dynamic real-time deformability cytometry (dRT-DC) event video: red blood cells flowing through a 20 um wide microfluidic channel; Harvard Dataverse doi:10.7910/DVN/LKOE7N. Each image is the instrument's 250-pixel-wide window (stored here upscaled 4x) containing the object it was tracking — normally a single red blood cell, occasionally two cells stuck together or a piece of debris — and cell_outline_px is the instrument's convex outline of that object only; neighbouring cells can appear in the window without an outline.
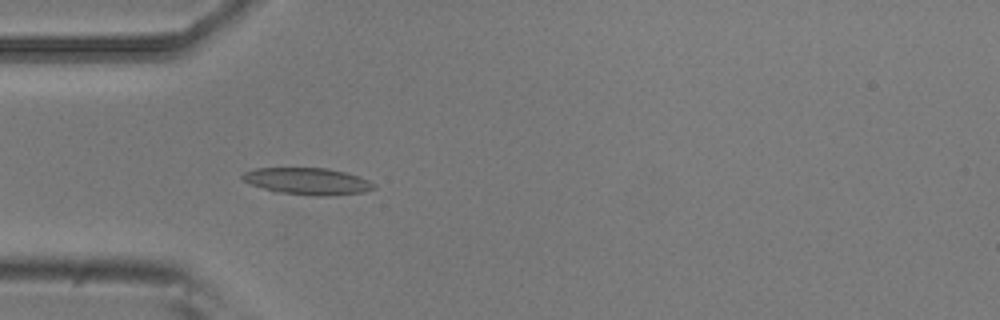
{"species": "common noctule bat (a hibernating species)", "species_latin": "Nyctalus noctula", "temperature_condition": "room temperature", "stored_images_in_passage": 4, "camera_frame_rate_fps": 3000, "um_per_image_px": 0.085, "animal": {"sex": "male", "body_mass_g": 20.5, "forearm_length_mm": 52.5}, "frame": {"image": 1, "passage_image": 4, "time_ms": 1.0, "image_size_px": [1000, 320], "cell_outline_px": [[376, 188], [364, 192], [324, 196], [316, 196], [272, 192], [252, 184], [244, 180], [240, 176], [244, 172], [256, 168], [328, 168], [360, 176], [376, 184]], "centroid_in_image_um": [26.15, 15.41], "position_along_channel_um": 58.8, "area_um2": 20.63}}